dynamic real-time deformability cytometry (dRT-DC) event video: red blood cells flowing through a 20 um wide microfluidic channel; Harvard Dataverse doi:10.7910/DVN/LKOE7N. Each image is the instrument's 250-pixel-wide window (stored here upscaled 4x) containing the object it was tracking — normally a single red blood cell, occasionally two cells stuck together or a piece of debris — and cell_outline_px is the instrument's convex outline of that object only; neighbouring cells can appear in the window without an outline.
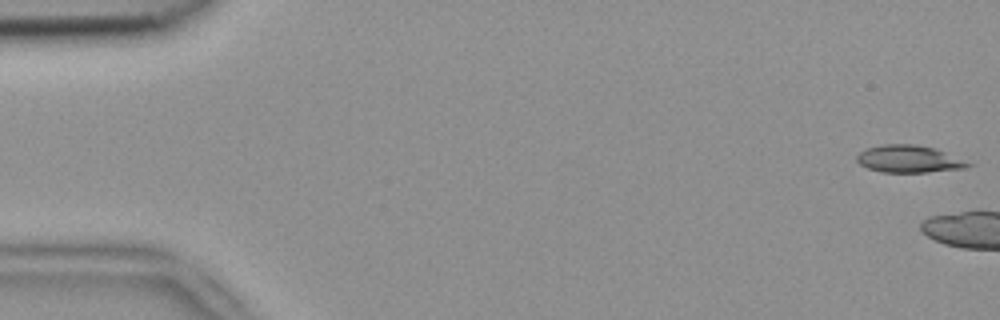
{"species": "common noctule bat (a hibernating species)", "species_latin": "Nyctalus noctula", "temperature_condition": "room temperature", "stored_images_in_passage": 6, "camera_frame_rate_fps": 3000, "um_per_image_px": 0.085, "animal": {"sex": "female", "body_mass_g": 18.4}, "frame": {"image": 1, "passage_image": 1, "time_ms": 0.0, "image_size_px": [1000, 320], "cell_outline_px": [[976, 164], [964, 168], [928, 172], [880, 172], [868, 168], [860, 164], [856, 160], [856, 156], [864, 148], [884, 144], [916, 144], [936, 148]], "centroid_in_image_um": [77.28, 13.5], "position_along_channel_um": 7.7, "area_um2": 17.92}}